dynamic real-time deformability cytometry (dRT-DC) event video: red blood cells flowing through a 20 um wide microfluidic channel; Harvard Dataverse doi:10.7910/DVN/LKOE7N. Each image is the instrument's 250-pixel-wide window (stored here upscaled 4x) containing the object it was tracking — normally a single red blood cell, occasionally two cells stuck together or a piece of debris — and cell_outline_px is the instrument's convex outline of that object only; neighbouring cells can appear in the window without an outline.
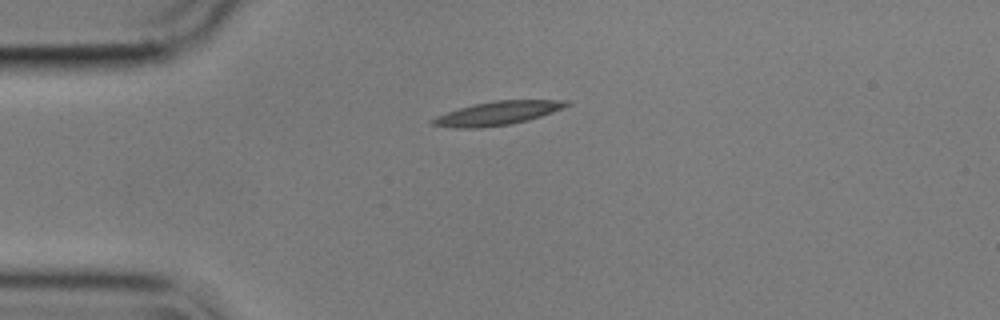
{"species": "common noctule bat (a hibernating species)", "species_latin": "Nyctalus noctula", "temperature_condition": "cold", "stored_images_in_passage": 43, "camera_frame_rate_fps": 3000, "um_per_image_px": 0.085, "animal": {"sex": "male", "body_mass_g": 17.9}, "frame": {"image": 1, "passage_image": 1, "time_ms": 0.0, "image_size_px": [1000, 320], "cell_outline_px": [[572, 104], [552, 112], [528, 120], [508, 124], [480, 128], [456, 128], [432, 124], [428, 120], [436, 116], [460, 108], [476, 104], [496, 100], [568, 100]], "centroid_in_image_um": [42.29, 9.62], "position_along_channel_um": 42.7, "area_um2": 18.21}}
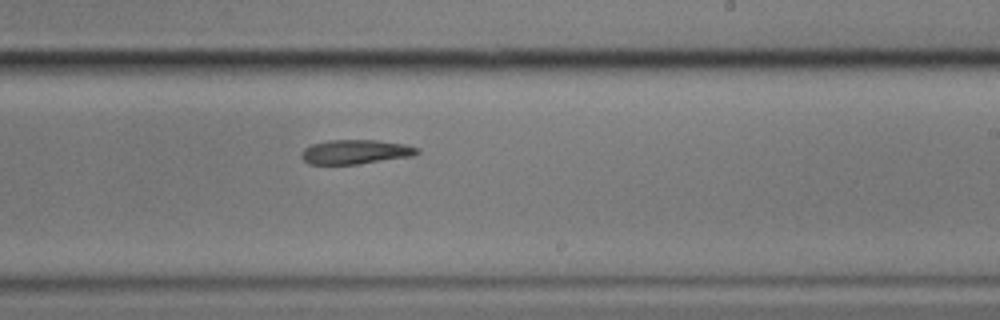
{"frame": {"image": 2, "passage_image": 21, "time_ms": 6.667, "image_size_px": [1000, 320], "cell_outline_px": [[420, 152], [412, 156], [360, 164], [308, 164], [300, 156], [300, 152], [304, 148], [312, 144], [328, 140], [376, 140], [404, 144], [420, 148]], "centroid_in_image_um": [30.2, 12.91], "position_along_channel_um": 258.8, "area_um2": 16.53}}
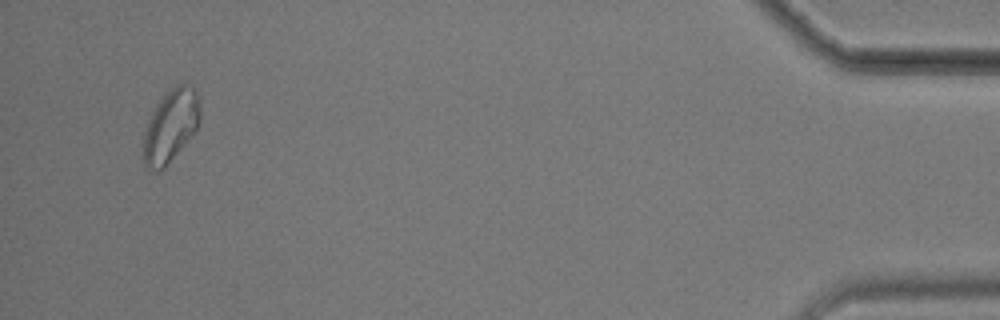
{"frame": {"image": 3, "passage_image": 41, "time_ms": 13.333, "image_size_px": [1000, 320], "cell_outline_px": [[200, 124], [196, 132], [164, 168], [160, 172], [156, 172], [148, 168], [144, 164], [144, 132], [148, 120], [156, 104], [176, 84], [184, 84], [192, 88], [200, 96]], "centroid_in_image_um": [14.54, 10.72], "position_along_channel_um": 420.7, "area_um2": 24.04}}